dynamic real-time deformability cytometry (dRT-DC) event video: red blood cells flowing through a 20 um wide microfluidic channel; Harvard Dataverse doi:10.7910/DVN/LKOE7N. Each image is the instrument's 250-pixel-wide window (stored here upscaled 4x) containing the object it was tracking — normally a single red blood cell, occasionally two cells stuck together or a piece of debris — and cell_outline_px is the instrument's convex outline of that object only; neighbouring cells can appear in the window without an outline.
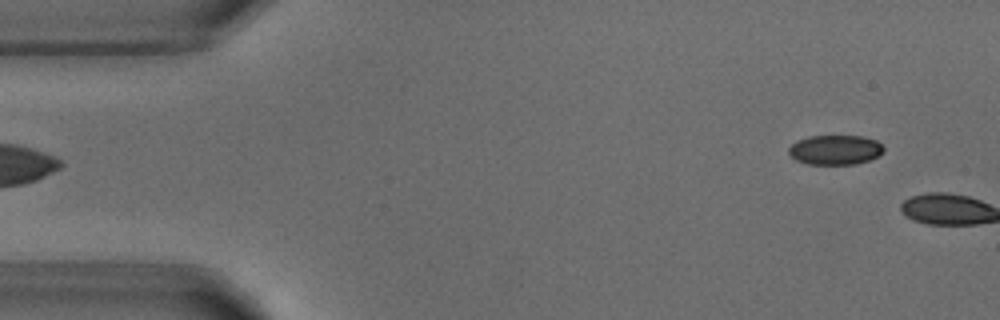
{"species": "common noctule bat (a hibernating species)", "species_latin": "Nyctalus noctula", "temperature_condition": "warm", "stored_images_in_passage": 4, "segment_of_instrument_passage": [2, 2], "camera_frame_rate_fps": 3000, "um_per_image_px": 0.085, "animal": {"sex": "male", "body_mass_g": 18.8}, "frame": {"image": 1, "passage_image": 4, "time_ms": 4.333, "image_size_px": [1000, 320], "cell_outline_px": [[884, 152], [868, 160], [856, 164], [808, 164], [796, 160], [788, 152], [788, 148], [796, 140], [808, 136], [860, 136], [876, 140], [884, 148]], "centroid_in_image_um": [70.97, 12.73], "position_along_channel_um": 14.0, "area_um2": 16.36}}